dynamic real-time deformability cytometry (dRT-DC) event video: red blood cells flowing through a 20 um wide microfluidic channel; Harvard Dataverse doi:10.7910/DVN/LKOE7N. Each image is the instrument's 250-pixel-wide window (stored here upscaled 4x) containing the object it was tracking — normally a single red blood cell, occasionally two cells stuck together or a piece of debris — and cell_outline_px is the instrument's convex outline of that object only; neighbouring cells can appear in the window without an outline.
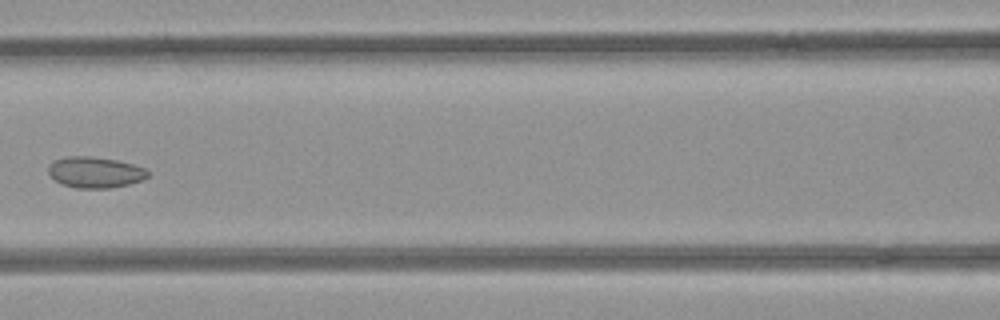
{"species": "common noctule bat (a hibernating species)", "species_latin": "Nyctalus noctula", "temperature_condition": "room temperature", "stored_images_in_passage": 7, "camera_frame_rate_fps": 3000, "um_per_image_px": 0.085, "animal": {"sex": "female", "body_mass_g": 21.9}, "frame": {"image": 1, "passage_image": 7, "time_ms": 2.0, "image_size_px": [1000, 320], "cell_outline_px": [[148, 176], [140, 180], [128, 184], [108, 188], [76, 188], [64, 184], [56, 180], [48, 172], [48, 168], [56, 160], [68, 156], [92, 156], [116, 160], [132, 164], [144, 168], [148, 172]], "centroid_in_image_um": [8.09, 14.64], "position_along_channel_um": 158.5, "area_um2": 17.57}}